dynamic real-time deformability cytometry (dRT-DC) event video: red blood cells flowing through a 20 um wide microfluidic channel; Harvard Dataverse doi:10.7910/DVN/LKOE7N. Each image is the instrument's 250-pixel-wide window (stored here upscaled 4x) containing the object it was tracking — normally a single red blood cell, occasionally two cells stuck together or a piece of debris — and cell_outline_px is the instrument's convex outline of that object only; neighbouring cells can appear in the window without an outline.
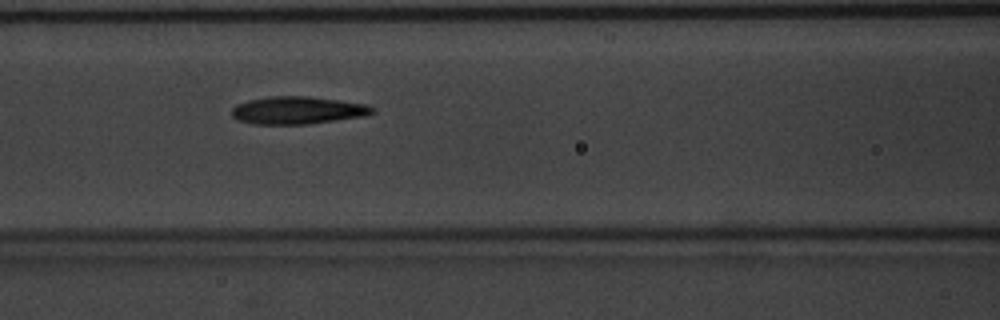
{"species": "common noctule bat (a hibernating species)", "species_latin": "Nyctalus noctula", "temperature_condition": "warm", "stored_images_in_passage": 22, "camera_frame_rate_fps": 3000, "um_per_image_px": 0.085, "animal": {"sex": "male", "body_mass_g": 20.1, "forearm_length_mm": 53.5}, "frame": {"image": 1, "passage_image": 16, "time_ms": 5.0, "image_size_px": [1000, 320], "cell_outline_px": [[376, 112], [364, 116], [308, 124], [252, 124], [240, 120], [232, 116], [232, 108], [236, 104], [248, 100], [268, 96], [308, 96], [340, 100], [364, 104], [376, 108]], "centroid_in_image_um": [25.3, 9.37], "position_along_channel_um": 141.3, "area_um2": 22.66}}